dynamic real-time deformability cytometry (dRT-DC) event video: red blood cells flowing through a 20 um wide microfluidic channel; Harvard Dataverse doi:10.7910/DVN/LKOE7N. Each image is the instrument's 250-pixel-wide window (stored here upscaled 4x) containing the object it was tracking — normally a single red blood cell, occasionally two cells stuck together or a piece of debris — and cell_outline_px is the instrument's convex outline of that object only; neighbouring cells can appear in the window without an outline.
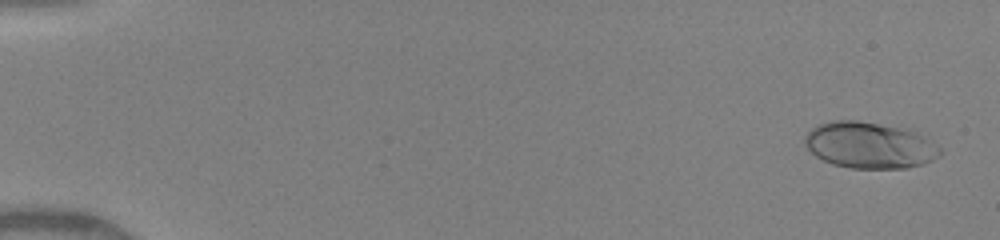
{"species": "human", "species_latin": "Homo sapiens", "temperature_condition": "warm", "stored_images_in_passage": 39, "camera_frame_rate_fps": 3000, "um_per_image_px": 0.085, "donor": {"sex": "female"}, "frame": {"image": 1, "passage_image": 2, "time_ms": 0.333, "image_size_px": [1000, 240], "cell_outline_px": [[944, 152], [940, 156], [924, 164], [908, 168], [852, 168], [832, 164], [816, 156], [804, 144], [804, 136], [812, 128], [820, 124], [832, 120], [856, 120], [912, 128], [944, 148]], "centroid_in_image_um": [74.0, 12.33], "position_along_channel_um": 11.0, "area_um2": 37.22}}
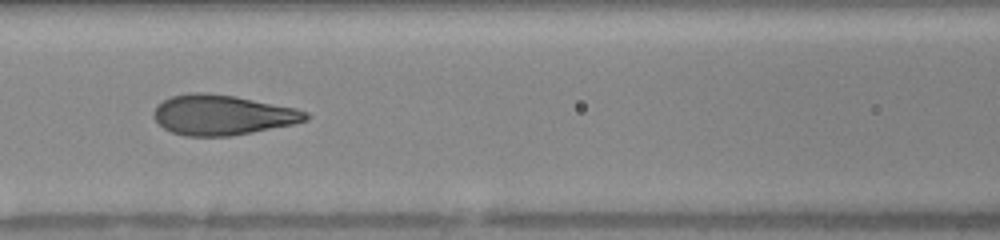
{"frame": {"image": 2, "passage_image": 19, "time_ms": 7.333, "image_size_px": [1000, 240], "cell_outline_px": [[308, 120], [292, 124], [252, 132], [228, 136], [184, 136], [172, 132], [164, 128], [152, 116], [156, 104], [172, 96], [192, 92], [204, 92], [236, 96], [296, 108], [308, 112]], "centroid_in_image_um": [18.88, 9.76], "position_along_channel_um": 147.7, "area_um2": 35.49}}
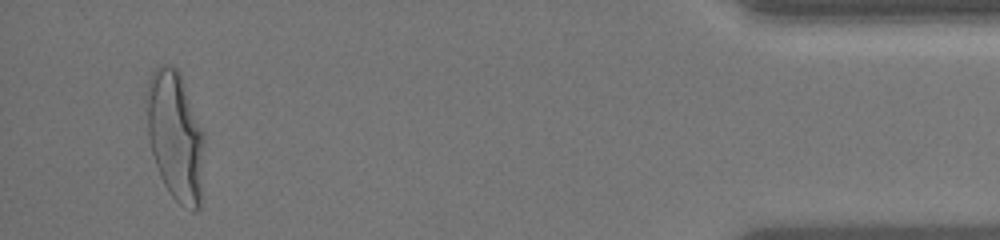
{"frame": {"image": 3, "passage_image": 38, "time_ms": 15.333, "image_size_px": [1000, 240], "cell_outline_px": [[204, 140], [200, 208], [192, 212], [180, 204], [172, 196], [164, 184], [160, 176], [152, 152], [148, 136], [144, 100], [144, 96], [148, 80], [152, 72], [160, 64], [172, 64], [180, 72], [204, 136]], "centroid_in_image_um": [14.87, 11.51], "position_along_channel_um": 420.3, "area_um2": 43.81}, "authors_computed_cell_mechanics": {"area_um2": 35.836, "velocity_mm_per_s": 4.1739, "shape_relaxation_time_tau1_ms": 4.2134, "shape_relaxation_time_tau2_ms": null, "deformation_change_tau1": 0.2065, "deformation_change_tau2": null}}